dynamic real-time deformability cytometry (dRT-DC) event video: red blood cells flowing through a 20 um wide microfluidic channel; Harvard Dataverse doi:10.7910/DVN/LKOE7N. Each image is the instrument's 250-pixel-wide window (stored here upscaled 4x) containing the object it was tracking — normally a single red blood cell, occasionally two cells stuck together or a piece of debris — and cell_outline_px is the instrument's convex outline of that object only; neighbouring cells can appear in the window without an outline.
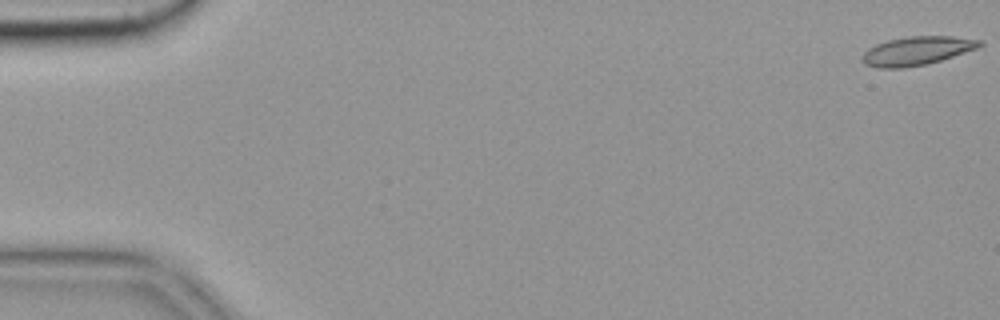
{"species": "common noctule bat (a hibernating species)", "species_latin": "Nyctalus noctula", "temperature_condition": "cold", "stored_images_in_passage": 56, "camera_frame_rate_fps": 3000, "um_per_image_px": 0.085, "animal": {"sex": "female", "body_mass_g": 19.9}, "frame": {"image": 1, "passage_image": 1, "time_ms": 0.0, "image_size_px": [1000, 320], "cell_outline_px": [[984, 44], [976, 48], [940, 60], [924, 64], [904, 68], [876, 68], [864, 64], [860, 60], [864, 52], [868, 48], [876, 44], [888, 40], [908, 36], [952, 36], [984, 40]], "centroid_in_image_um": [77.9, 4.31], "position_along_channel_um": 7.1, "area_um2": 19.59}}
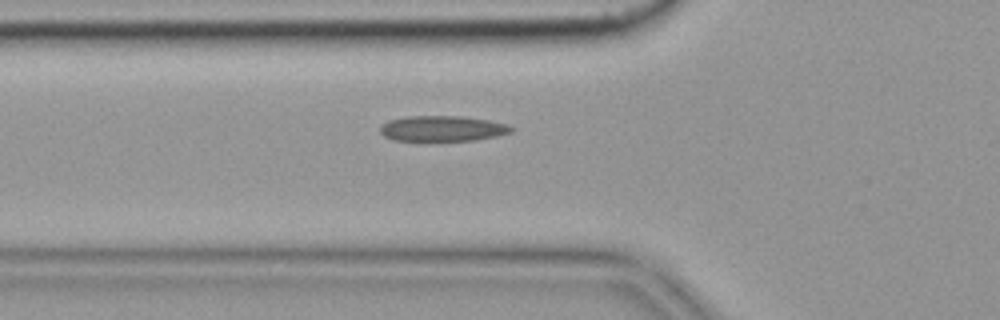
{"frame": {"image": 2, "passage_image": 20, "time_ms": 6.333, "image_size_px": [1000, 320], "cell_outline_px": [[516, 128], [512, 132], [496, 136], [476, 140], [392, 140], [384, 136], [380, 132], [380, 124], [388, 120], [408, 116], [464, 116], [488, 120], [508, 124]], "centroid_in_image_um": [37.62, 10.91], "position_along_channel_um": 88.2, "area_um2": 19.59}}
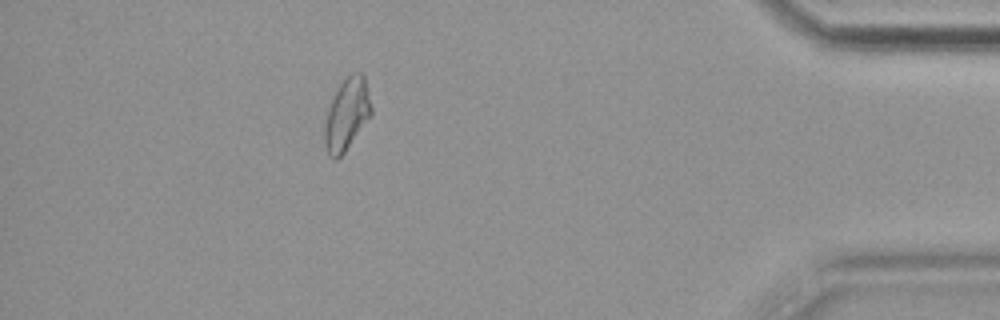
{"frame": {"image": 3, "passage_image": 50, "time_ms": 16.333, "image_size_px": [1000, 320], "cell_outline_px": [[372, 116], [344, 152], [336, 160], [328, 156], [324, 144], [324, 128], [328, 112], [332, 100], [340, 84], [352, 72], [360, 72], [364, 76], [372, 108]], "centroid_in_image_um": [29.49, 9.75], "position_along_channel_um": 405.7, "area_um2": 19.36}, "authors_computed_cell_mechanics": {"area_um2": 19.363, "velocity_mm_per_s": 3.6324, "shape_relaxation_time_tau1_ms": null, "shape_relaxation_time_tau2_ms": 5.145, "deformation_change_tau1": null, "deformation_change_tau2": 0.137}}